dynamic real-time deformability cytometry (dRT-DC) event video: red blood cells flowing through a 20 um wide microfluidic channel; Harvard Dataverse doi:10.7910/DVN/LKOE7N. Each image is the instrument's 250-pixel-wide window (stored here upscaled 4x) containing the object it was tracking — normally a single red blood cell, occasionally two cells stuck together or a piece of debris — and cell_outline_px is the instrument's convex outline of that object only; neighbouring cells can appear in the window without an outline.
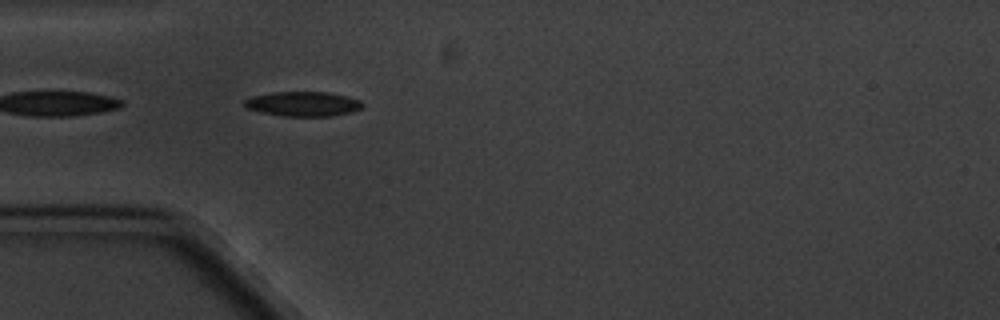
{"species": "common noctule bat (a hibernating species)", "species_latin": "Nyctalus noctula", "temperature_condition": "cold", "stored_images_in_passage": 1, "camera_frame_rate_fps": 3000, "um_per_image_px": 0.085, "animal": {"sex": "male", "body_mass_g": 20.1, "forearm_length_mm": 53.5}, "frame": {"image": 1, "passage_image": 1, "time_ms": 0.0, "image_size_px": [1000, 320], "cell_outline_px": [[364, 104], [360, 108], [352, 112], [332, 116], [284, 116], [260, 112], [248, 108], [244, 104], [244, 100], [252, 96], [272, 92], [328, 92], [360, 100]], "centroid_in_image_um": [25.75, 8.83], "position_along_channel_um": 59.2, "area_um2": 16.88}}